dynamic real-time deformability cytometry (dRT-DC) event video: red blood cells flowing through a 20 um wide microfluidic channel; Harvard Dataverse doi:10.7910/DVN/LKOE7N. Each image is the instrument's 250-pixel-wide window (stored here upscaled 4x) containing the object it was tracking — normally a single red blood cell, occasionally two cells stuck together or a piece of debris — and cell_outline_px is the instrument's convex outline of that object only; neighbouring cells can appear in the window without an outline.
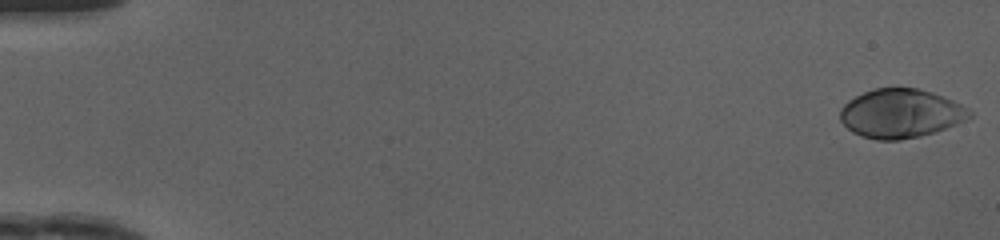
{"species": "human", "species_latin": "Homo sapiens", "temperature_condition": "cold", "stored_images_in_passage": 49, "camera_frame_rate_fps": 3000, "um_per_image_px": 0.085, "donor": {"sex": "female"}, "frame": {"image": 1, "passage_image": 1, "time_ms": 0.0, "image_size_px": [1000, 240], "cell_outline_px": [[972, 116], [956, 124], [936, 132], [920, 136], [900, 140], [876, 140], [860, 136], [852, 132], [840, 120], [840, 108], [848, 100], [864, 92], [876, 88], [916, 88], [932, 92], [952, 100], [968, 108], [972, 112]], "centroid_in_image_um": [76.54, 9.65], "position_along_channel_um": 8.5, "area_um2": 36.88}}
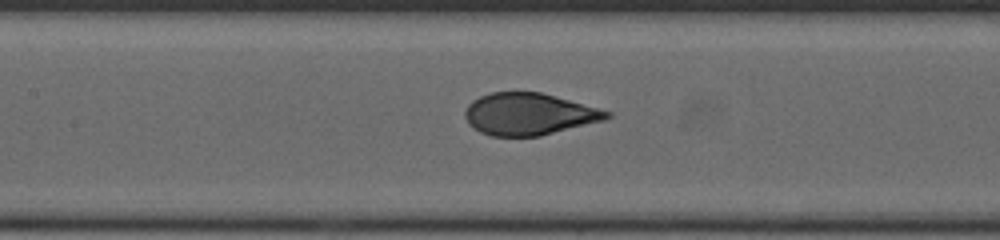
{"frame": {"image": 2, "passage_image": 24, "time_ms": 7.667, "image_size_px": [1000, 240], "cell_outline_px": [[612, 116], [604, 120], [540, 136], [492, 136], [480, 132], [472, 128], [468, 124], [464, 116], [464, 112], [468, 104], [472, 100], [480, 96], [492, 92], [540, 92], [612, 112]], "centroid_in_image_um": [44.92, 9.7], "position_along_channel_um": 162.5, "area_um2": 34.56}}
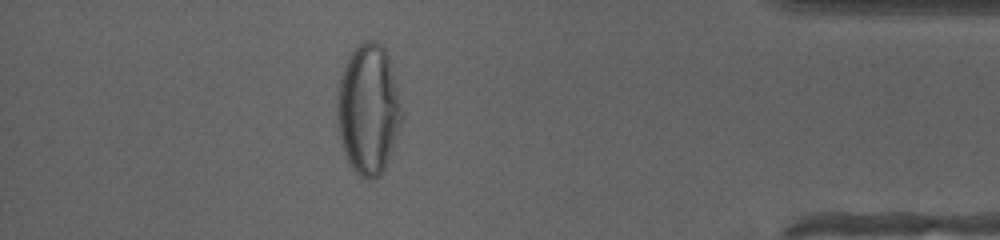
{"frame": {"image": 3, "passage_image": 44, "time_ms": 14.333, "image_size_px": [1000, 240], "cell_outline_px": [[404, 116], [392, 148], [384, 168], [380, 176], [372, 180], [368, 180], [360, 176], [352, 168], [344, 156], [340, 144], [336, 128], [336, 84], [344, 64], [348, 56], [364, 40], [376, 40], [384, 48], [388, 56], [404, 112]], "centroid_in_image_um": [31.26, 9.3], "position_along_channel_um": 403.9, "area_um2": 50.11}, "authors_computed_cell_mechanics": {"area_um2": 36.2984, "velocity_mm_per_s": 4.1773, "shape_relaxation_time_tau1_ms": 3.8604, "shape_relaxation_time_tau2_ms": null, "deformation_change_tau1": 0.2207, "deformation_change_tau2": null}}